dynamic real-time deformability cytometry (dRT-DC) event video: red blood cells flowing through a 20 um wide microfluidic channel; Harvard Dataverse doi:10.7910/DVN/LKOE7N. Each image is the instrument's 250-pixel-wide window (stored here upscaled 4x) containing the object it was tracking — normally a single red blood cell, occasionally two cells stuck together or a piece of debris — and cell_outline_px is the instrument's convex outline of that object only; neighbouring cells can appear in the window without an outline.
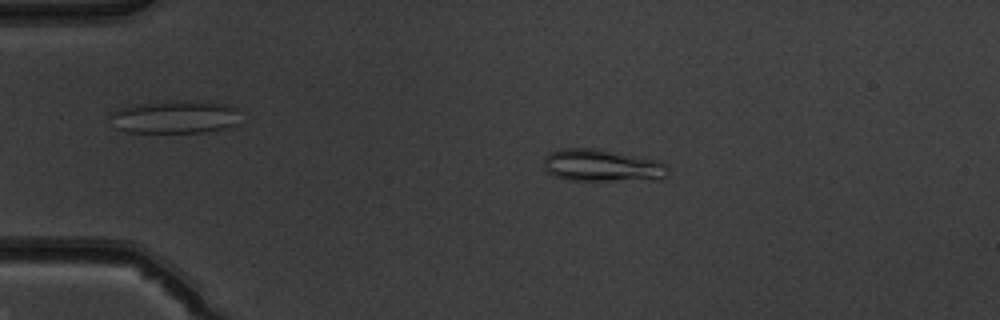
{"species": "common noctule bat (a hibernating species)", "species_latin": "Nyctalus noctula", "temperature_condition": "warm", "stored_images_in_passage": 50, "camera_frame_rate_fps": 3000, "um_per_image_px": 0.085, "animal": {"sex": "male", "body_mass_g": 19.5, "forearm_length_mm": 54.6}, "frame": {"image": 1, "passage_image": 10, "time_ms": 3.0, "image_size_px": [1000, 320], "cell_outline_px": [[668, 172], [660, 180], [568, 180], [556, 176], [548, 172], [544, 168], [544, 156], [560, 148], [596, 148], [656, 160], [664, 164], [668, 168]], "centroid_in_image_um": [51.16, 14.07], "position_along_channel_um": 33.8, "area_um2": 23.24}}
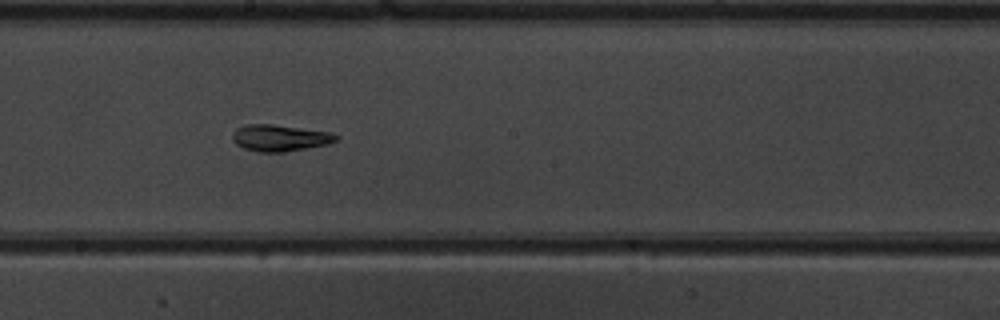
{"frame": {"image": 2, "passage_image": 28, "time_ms": 9.0, "image_size_px": [1000, 320], "cell_outline_px": [[340, 140], [328, 144], [284, 152], [260, 152], [244, 148], [236, 144], [232, 140], [232, 132], [236, 128], [248, 124], [272, 124], [332, 132], [340, 136]], "centroid_in_image_um": [23.82, 11.72], "position_along_channel_um": 224.4, "area_um2": 16.18}}
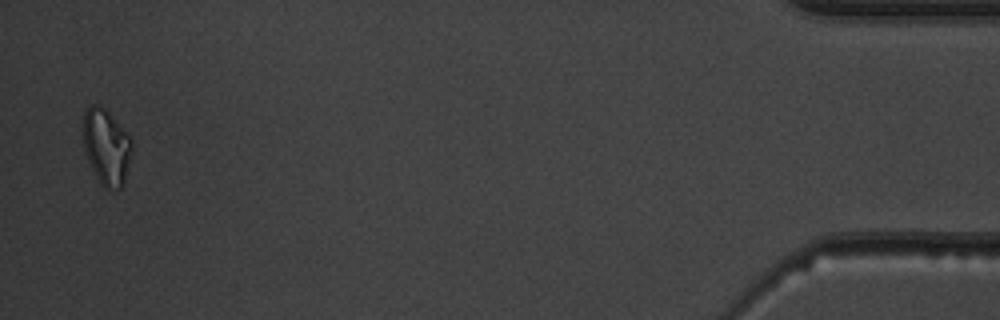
{"frame": {"image": 3, "passage_image": 49, "time_ms": 16.0, "image_size_px": [1000, 320], "cell_outline_px": [[132, 148], [124, 180], [120, 188], [104, 188], [100, 184], [88, 160], [84, 148], [80, 132], [84, 112], [88, 104], [100, 104], [108, 112], [132, 140]], "centroid_in_image_um": [8.97, 12.42], "position_along_channel_um": 426.2, "area_um2": 21.56}}